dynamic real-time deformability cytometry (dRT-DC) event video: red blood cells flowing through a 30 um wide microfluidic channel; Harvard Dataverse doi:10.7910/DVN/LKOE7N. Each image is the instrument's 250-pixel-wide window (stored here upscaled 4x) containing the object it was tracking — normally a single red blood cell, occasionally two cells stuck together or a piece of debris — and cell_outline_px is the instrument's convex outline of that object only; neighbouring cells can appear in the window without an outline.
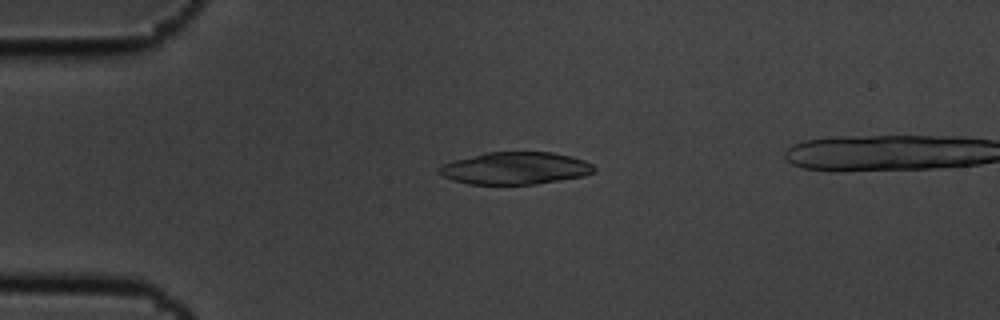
{"species": "common noctule bat (a hibernating species)", "species_latin": "Nyctalus noctula", "temperature_condition": "cold", "stored_images_in_passage": 6, "camera_frame_rate_fps": 3000, "um_per_image_px": 0.085, "animal": {"sex": "male", "body_mass_g": 19.5, "forearm_length_mm": 54.6}, "frame": {"image": 1, "passage_image": 4, "time_ms": 1.0, "image_size_px": [1000, 320], "cell_outline_px": [[596, 168], [592, 172], [584, 176], [536, 184], [468, 184], [452, 180], [444, 176], [440, 172], [440, 164], [452, 160], [484, 152], [552, 152], [572, 156], [584, 160], [592, 164]], "centroid_in_image_um": [43.79, 14.29], "position_along_channel_um": 41.2, "area_um2": 29.25}}